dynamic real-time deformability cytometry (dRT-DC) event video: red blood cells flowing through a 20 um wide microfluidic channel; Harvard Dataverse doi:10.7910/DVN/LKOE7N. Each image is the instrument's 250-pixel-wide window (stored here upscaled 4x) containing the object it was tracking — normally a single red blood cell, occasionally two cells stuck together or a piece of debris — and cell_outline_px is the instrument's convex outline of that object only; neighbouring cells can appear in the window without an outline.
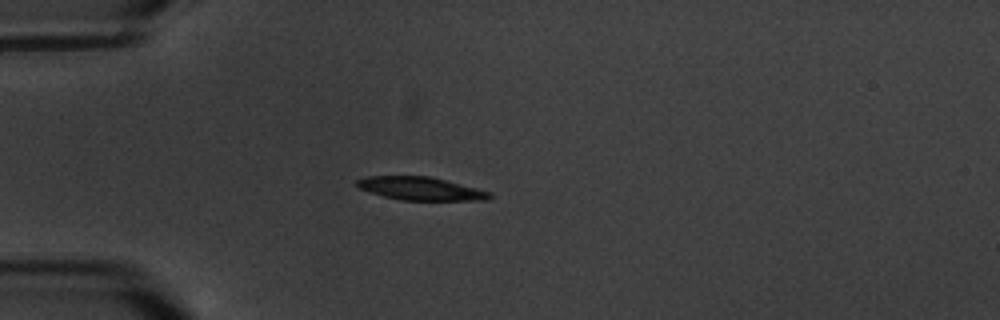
{"species": "common noctule bat (a hibernating species)", "species_latin": "Nyctalus noctula", "temperature_condition": "warm", "stored_images_in_passage": 5, "camera_frame_rate_fps": 3000, "um_per_image_px": 0.085, "animal": {"sex": "male", "body_mass_g": 20.1, "forearm_length_mm": 53.5}, "frame": {"image": 1, "passage_image": 3, "time_ms": 2.333, "image_size_px": [1000, 320], "cell_outline_px": [[492, 196], [488, 200], [400, 200], [384, 196], [356, 188], [356, 180], [368, 176], [428, 176], [492, 192]], "centroid_in_image_um": [35.72, 16.03], "position_along_channel_um": 49.3, "area_um2": 17.8}}